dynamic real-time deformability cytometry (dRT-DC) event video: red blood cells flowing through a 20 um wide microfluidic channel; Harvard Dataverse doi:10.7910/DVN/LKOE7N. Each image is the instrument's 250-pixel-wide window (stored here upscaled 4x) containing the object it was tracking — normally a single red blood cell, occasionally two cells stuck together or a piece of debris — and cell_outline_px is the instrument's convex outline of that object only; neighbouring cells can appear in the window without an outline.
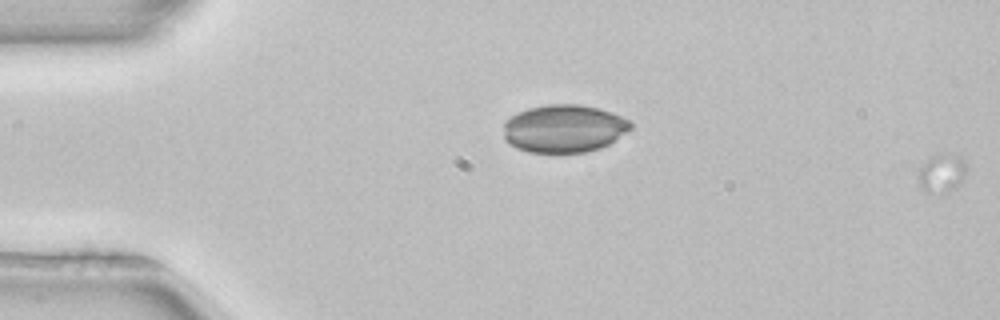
{"species": "common noctule bat (a hibernating species)", "species_latin": "Nyctalus noctula", "temperature_condition": "room temperature", "stored_images_in_passage": 12, "segment_of_instrument_passage": [2, 2], "camera_frame_rate_fps": 3000, "um_per_image_px": 0.085, "animal": {"sex": "female", "body_mass_g": 22.7, "forearm_length_mm": 54.2}, "frame": {"image": 1, "passage_image": 12, "time_ms": 3.667, "image_size_px": [1000, 320], "cell_outline_px": [[968, 172], [960, 184], [956, 188], [948, 192], [928, 192], [916, 180], [920, 168], [932, 156], [960, 156], [968, 164]], "centroid_in_image_um": [80.11, 14.75], "position_along_channel_um": 4.9, "area_um2": 10.64}}